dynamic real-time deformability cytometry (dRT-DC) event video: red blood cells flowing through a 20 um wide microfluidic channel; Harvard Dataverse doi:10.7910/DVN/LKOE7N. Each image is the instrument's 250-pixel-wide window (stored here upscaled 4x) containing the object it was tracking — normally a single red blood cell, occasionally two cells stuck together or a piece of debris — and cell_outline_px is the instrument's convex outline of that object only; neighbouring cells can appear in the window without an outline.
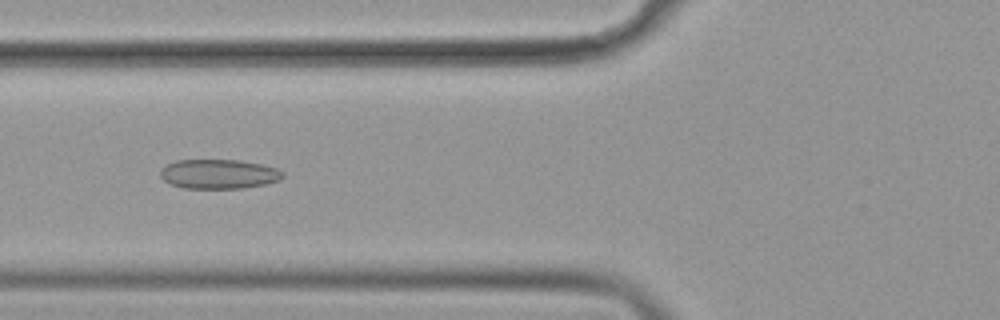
{"species": "common noctule bat (a hibernating species)", "species_latin": "Nyctalus noctula", "temperature_condition": "cold", "stored_images_in_passage": 43, "camera_frame_rate_fps": 3000, "um_per_image_px": 0.085, "animal": {"sex": "female", "body_mass_g": 19.9}, "frame": {"image": 1, "passage_image": 14, "time_ms": 4.333, "image_size_px": [1000, 320], "cell_outline_px": [[284, 176], [280, 180], [264, 184], [240, 188], [184, 188], [172, 184], [164, 180], [160, 176], [160, 168], [176, 160], [240, 160], [260, 164], [276, 168], [284, 172]], "centroid_in_image_um": [18.59, 14.78], "position_along_channel_um": 107.2, "area_um2": 20.92}}
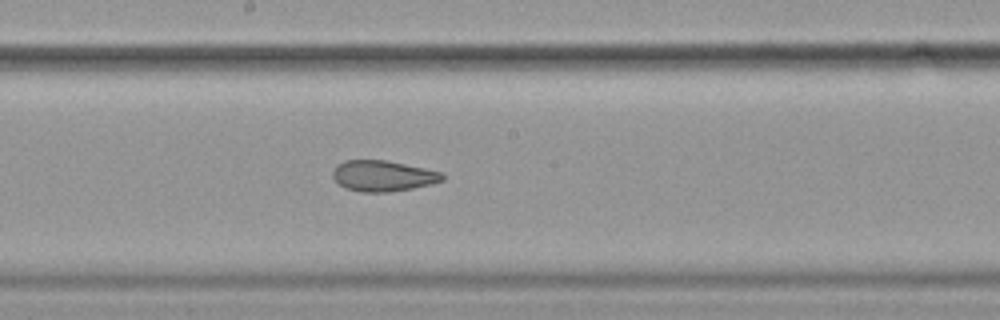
{"frame": {"image": 2, "passage_image": 23, "time_ms": 7.333, "image_size_px": [1000, 320], "cell_outline_px": [[444, 180], [432, 184], [412, 188], [388, 192], [360, 192], [344, 188], [332, 176], [332, 172], [336, 164], [344, 160], [384, 160], [444, 172]], "centroid_in_image_um": [32.54, 14.95], "position_along_channel_um": 215.7, "area_um2": 19.77}}
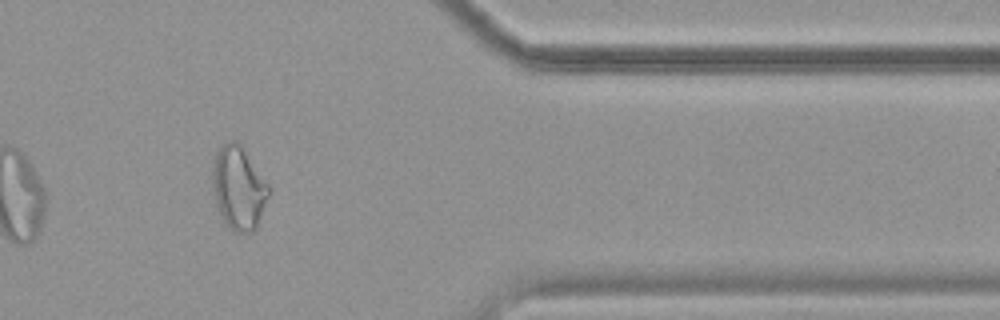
{"frame": {"image": 3, "passage_image": 39, "time_ms": 12.667, "image_size_px": [1000, 320], "cell_outline_px": [[272, 192], [256, 228], [252, 232], [236, 232], [224, 224], [220, 216], [216, 200], [212, 176], [212, 172], [216, 152], [228, 140], [236, 140], [240, 144], [268, 184]], "centroid_in_image_um": [20.31, 16.0], "position_along_channel_um": 391.1, "area_um2": 27.17}, "authors_computed_cell_mechanics": {"area_um2": 21.5016, "velocity_mm_per_s": 3.6177, "shape_relaxation_time_tau1_ms": null, "shape_relaxation_time_tau2_ms": 2.5595, "deformation_change_tau1": null, "deformation_change_tau2": 0.0955}}